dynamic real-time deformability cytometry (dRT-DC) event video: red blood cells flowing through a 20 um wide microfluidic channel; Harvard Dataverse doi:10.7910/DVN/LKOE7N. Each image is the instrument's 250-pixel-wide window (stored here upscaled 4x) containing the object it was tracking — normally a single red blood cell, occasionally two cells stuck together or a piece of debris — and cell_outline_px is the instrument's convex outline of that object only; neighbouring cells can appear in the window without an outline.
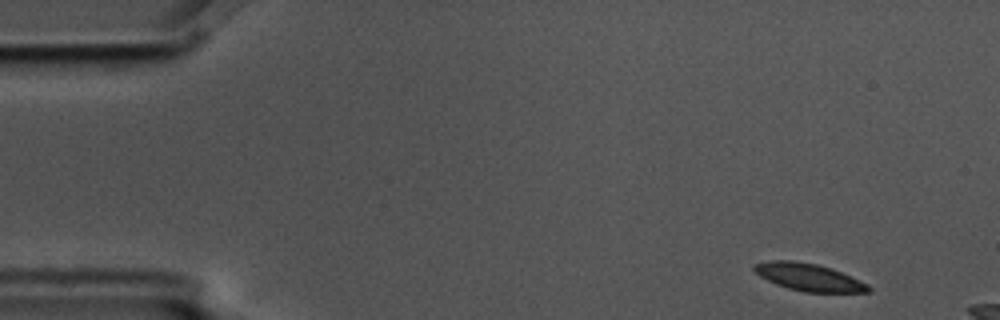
{"species": "common noctule bat (a hibernating species)", "species_latin": "Nyctalus noctula", "temperature_condition": "cold", "stored_images_in_passage": 5, "camera_frame_rate_fps": 3000, "um_per_image_px": 0.085, "animal": {"sex": "male", "body_mass_g": 17.5, "forearm_length_mm": 52.3}, "frame": {"image": 1, "passage_image": 1, "time_ms": 0.0, "image_size_px": [1000, 320], "cell_outline_px": [[872, 292], [804, 292], [788, 288], [776, 284], [760, 276], [752, 268], [752, 264], [768, 260], [792, 260], [816, 264], [832, 268], [868, 284], [872, 288]], "centroid_in_image_um": [68.73, 23.55], "position_along_channel_um": 16.3, "area_um2": 18.26}}